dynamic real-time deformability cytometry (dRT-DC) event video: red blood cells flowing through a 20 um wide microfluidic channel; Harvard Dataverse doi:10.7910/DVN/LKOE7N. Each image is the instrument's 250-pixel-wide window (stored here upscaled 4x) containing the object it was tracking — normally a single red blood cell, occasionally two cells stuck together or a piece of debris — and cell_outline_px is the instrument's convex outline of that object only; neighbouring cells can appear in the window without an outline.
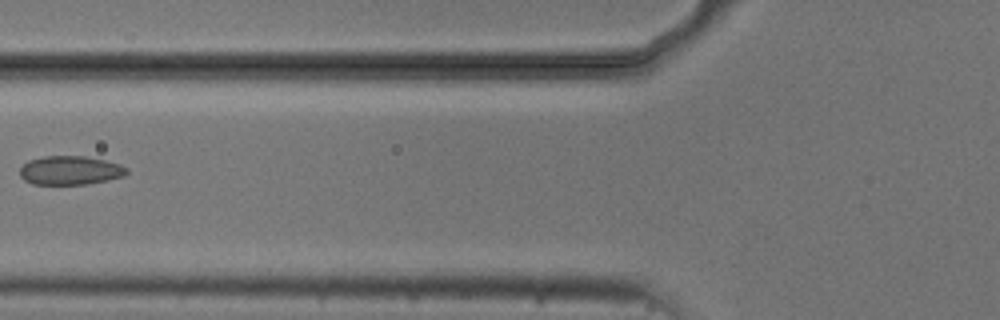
{"species": "common noctule bat (a hibernating species)", "species_latin": "Nyctalus noctula", "temperature_condition": "cold", "stored_images_in_passage": 6, "camera_frame_rate_fps": 3000, "um_per_image_px": 0.085, "animal": {"sex": "male", "body_mass_g": 20.5, "forearm_length_mm": 52.5}, "frame": {"image": 1, "passage_image": 4, "time_ms": 4.667, "image_size_px": [1000, 320], "cell_outline_px": [[128, 172], [124, 176], [108, 180], [88, 184], [32, 184], [24, 180], [20, 176], [20, 168], [28, 160], [44, 156], [84, 156], [104, 160], [120, 164], [128, 168]], "centroid_in_image_um": [5.97, 14.48], "position_along_channel_um": 119.8, "area_um2": 18.03}}
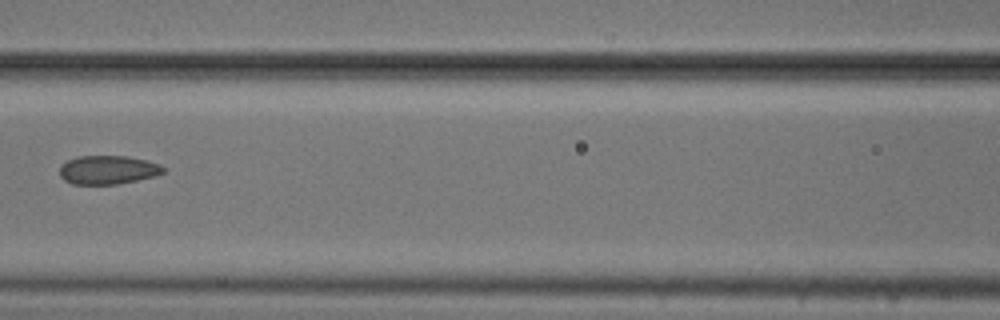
{"frame": {"image": 2, "passage_image": 5, "time_ms": 5.667, "image_size_px": [1000, 320], "cell_outline_px": [[164, 172], [156, 176], [116, 184], [72, 184], [64, 180], [60, 176], [60, 168], [68, 160], [76, 156], [128, 156], [148, 160], [160, 164], [164, 168]], "centroid_in_image_um": [9.19, 14.43], "position_along_channel_um": 157.4, "area_um2": 17.34}}
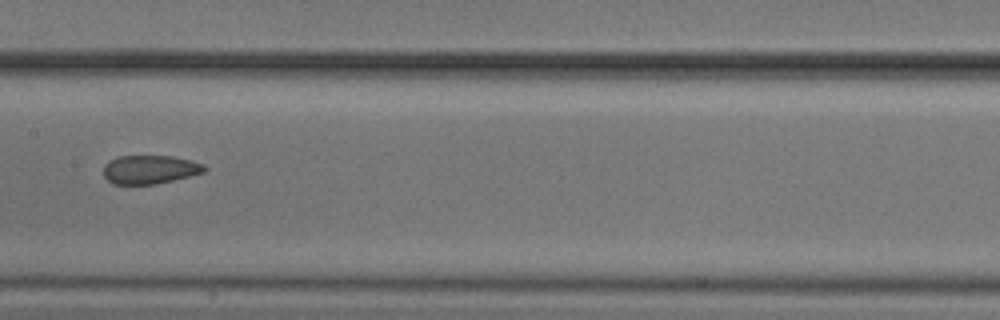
{"frame": {"image": 3, "passage_image": 6, "time_ms": 6.667, "image_size_px": [1000, 320], "cell_outline_px": [[208, 168], [204, 172], [156, 184], [112, 184], [104, 176], [104, 164], [108, 160], [120, 156], [172, 156], [192, 160], [204, 164]], "centroid_in_image_um": [12.73, 14.4], "position_along_channel_um": 194.7, "area_um2": 16.88}}